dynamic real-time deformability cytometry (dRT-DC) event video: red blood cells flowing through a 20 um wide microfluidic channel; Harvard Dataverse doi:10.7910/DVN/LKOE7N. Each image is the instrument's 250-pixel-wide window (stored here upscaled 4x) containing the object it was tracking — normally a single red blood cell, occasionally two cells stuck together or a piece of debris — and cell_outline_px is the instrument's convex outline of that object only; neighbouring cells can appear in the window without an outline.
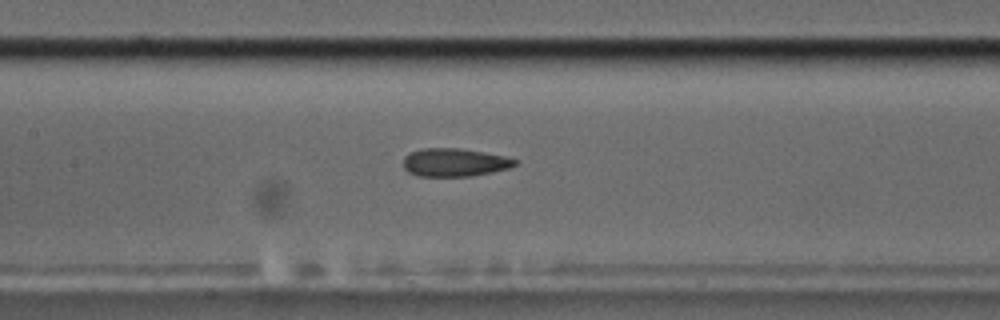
{"species": "common noctule bat (a hibernating species)", "species_latin": "Nyctalus noctula", "temperature_condition": "cold", "stored_images_in_passage": 8, "segment_of_instrument_passage": [2, 2], "camera_frame_rate_fps": 3000, "um_per_image_px": 0.085, "animal": {"sex": "male", "body_mass_g": 17.5, "forearm_length_mm": 52.3}, "frame": {"image": 1, "passage_image": 8, "time_ms": 9.0, "image_size_px": [1000, 320], "cell_outline_px": [[516, 164], [508, 168], [492, 172], [472, 176], [416, 176], [408, 172], [404, 168], [404, 156], [408, 152], [420, 148], [460, 148], [504, 156], [516, 160]], "centroid_in_image_um": [38.57, 13.8], "position_along_channel_um": 168.8, "area_um2": 18.32}}